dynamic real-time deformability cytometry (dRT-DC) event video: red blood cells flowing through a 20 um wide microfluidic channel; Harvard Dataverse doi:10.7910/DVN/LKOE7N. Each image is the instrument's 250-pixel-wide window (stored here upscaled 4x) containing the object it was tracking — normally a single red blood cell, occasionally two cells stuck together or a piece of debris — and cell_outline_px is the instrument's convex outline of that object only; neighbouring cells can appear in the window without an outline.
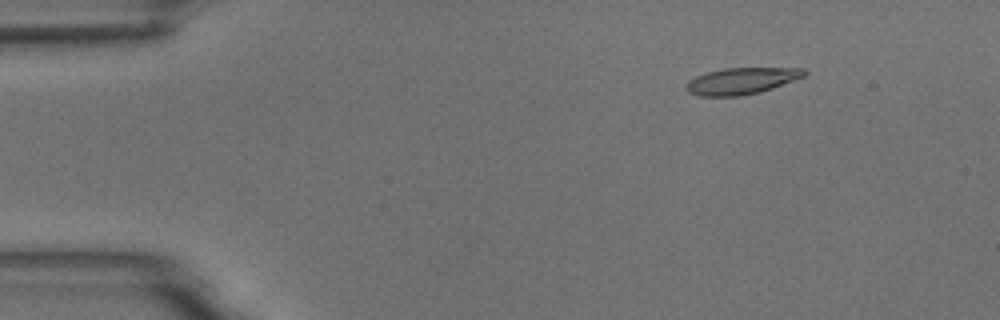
{"species": "common noctule bat (a hibernating species)", "species_latin": "Nyctalus noctula", "temperature_condition": "room temperature", "stored_images_in_passage": 4, "camera_frame_rate_fps": 3000, "um_per_image_px": 0.085, "animal": {"sex": "male", "body_mass_g": 18.8}, "frame": {"image": 1, "passage_image": 2, "time_ms": 1.0, "image_size_px": [1000, 320], "cell_outline_px": [[808, 72], [804, 76], [772, 88], [760, 92], [740, 96], [700, 96], [688, 92], [684, 88], [688, 80], [696, 76], [708, 72], [724, 68], [804, 68]], "centroid_in_image_um": [63.0, 6.88], "position_along_channel_um": 22.0, "area_um2": 18.21}}